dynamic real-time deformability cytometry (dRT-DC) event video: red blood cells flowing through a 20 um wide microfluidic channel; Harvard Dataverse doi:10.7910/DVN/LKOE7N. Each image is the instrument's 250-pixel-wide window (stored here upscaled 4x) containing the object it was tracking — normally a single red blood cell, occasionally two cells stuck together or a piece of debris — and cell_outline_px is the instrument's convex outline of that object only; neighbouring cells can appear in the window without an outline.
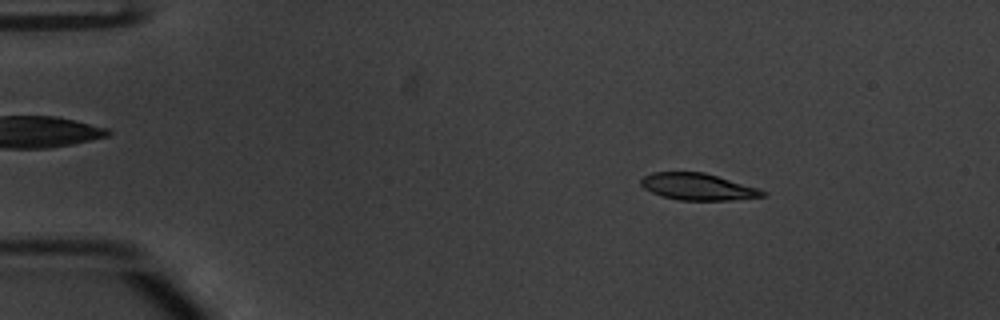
{"species": "common noctule bat (a hibernating species)", "species_latin": "Nyctalus noctula", "temperature_condition": "warm", "stored_images_in_passage": 54, "camera_frame_rate_fps": 3000, "um_per_image_px": 0.085, "animal": {"sex": "male", "body_mass_g": 20.1, "forearm_length_mm": 53.5}, "frame": {"image": 1, "passage_image": 9, "time_ms": 2.667, "image_size_px": [1000, 320], "cell_outline_px": [[768, 192], [764, 196], [728, 200], [680, 200], [660, 196], [644, 188], [640, 184], [640, 180], [644, 176], [652, 172], [704, 172], [756, 188]], "centroid_in_image_um": [59.26, 15.87], "position_along_channel_um": 25.7, "area_um2": 18.73}}
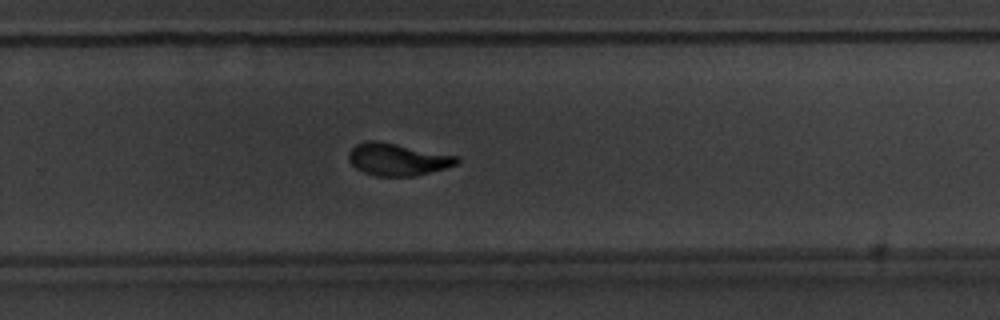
{"frame": {"image": 2, "passage_image": 36, "time_ms": 11.667, "image_size_px": [1000, 320], "cell_outline_px": [[460, 160], [456, 164], [444, 168], [416, 176], [376, 176], [364, 172], [356, 168], [348, 160], [348, 152], [356, 144], [364, 140], [376, 140], [460, 156]], "centroid_in_image_um": [33.78, 13.54], "position_along_channel_um": 296.0, "area_um2": 20.4}}
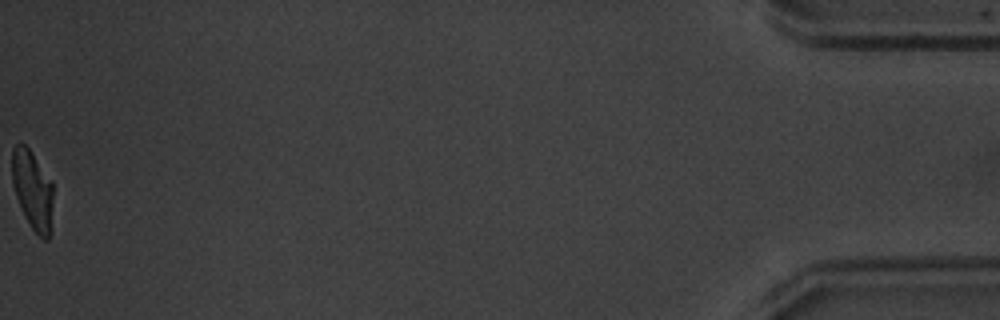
{"frame": {"image": 3, "passage_image": 54, "time_ms": 17.667, "image_size_px": [1000, 320], "cell_outline_px": [[52, 232], [48, 240], [44, 240], [32, 228], [24, 216], [16, 196], [12, 184], [12, 148], [20, 140], [28, 148], [52, 184]], "centroid_in_image_um": [2.76, 16.19], "position_along_channel_um": 432.4, "area_um2": 18.84}, "authors_computed_cell_mechanics": {"area_um2": 20.3745, "velocity_mm_per_s": 3.8393, "shape_relaxation_time_tau1_ms": 3.5029, "shape_relaxation_time_tau2_ms": 1.224, "deformation_change_tau1": 0.1727, "deformation_change_tau2": 0.0787}}